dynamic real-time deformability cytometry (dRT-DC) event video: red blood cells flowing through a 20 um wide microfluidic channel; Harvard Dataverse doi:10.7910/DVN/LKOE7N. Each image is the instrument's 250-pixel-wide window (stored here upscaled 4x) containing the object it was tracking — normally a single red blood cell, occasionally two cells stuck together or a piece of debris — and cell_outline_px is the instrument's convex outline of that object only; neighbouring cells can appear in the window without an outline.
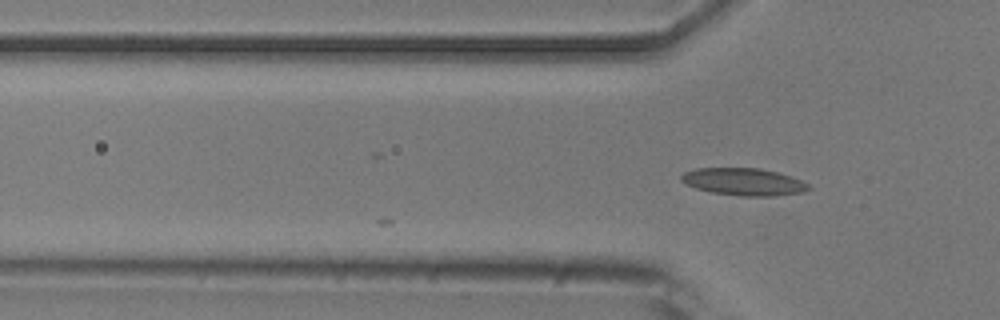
{"species": "common noctule bat (a hibernating species)", "species_latin": "Nyctalus noctula", "temperature_condition": "room temperature", "stored_images_in_passage": 4, "camera_frame_rate_fps": 3000, "um_per_image_px": 0.085, "animal": {"sex": "male", "body_mass_g": 20.5, "forearm_length_mm": 52.5}, "frame": {"image": 1, "passage_image": 4, "time_ms": 3.333, "image_size_px": [1000, 320], "cell_outline_px": [[812, 188], [800, 192], [776, 196], [740, 196], [712, 192], [696, 188], [684, 184], [680, 180], [680, 176], [684, 172], [696, 168], [760, 168], [792, 176], [808, 184]], "centroid_in_image_um": [63.18, 15.45], "position_along_channel_um": 62.6, "area_um2": 20.29}}